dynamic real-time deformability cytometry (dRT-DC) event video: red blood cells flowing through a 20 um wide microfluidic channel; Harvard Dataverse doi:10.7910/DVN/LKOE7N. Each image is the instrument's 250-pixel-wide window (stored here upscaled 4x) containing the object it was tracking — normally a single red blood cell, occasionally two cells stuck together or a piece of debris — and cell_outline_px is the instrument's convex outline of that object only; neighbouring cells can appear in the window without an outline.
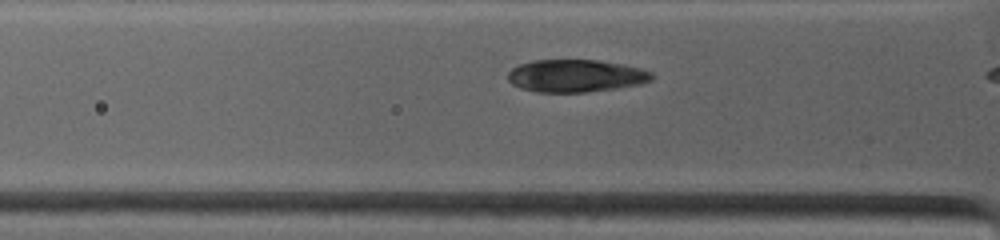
{"species": "common noctule bat (a hibernating species)", "species_latin": "Nyctalus noctula", "temperature_condition": "warm", "stored_images_in_passage": 4, "camera_frame_rate_fps": 4500, "um_per_image_px": 0.085, "animal": {"sex": "female", "body_mass_g": 19.0, "forearm_length_mm": 53.3}, "frame": {"image": 1, "passage_image": 2, "time_ms": 0.444, "image_size_px": [1000, 240], "cell_outline_px": [[656, 76], [652, 80], [640, 84], [616, 88], [588, 92], [536, 92], [520, 88], [512, 84], [508, 80], [508, 72], [512, 68], [520, 64], [532, 60], [600, 60], [640, 68], [652, 72]], "centroid_in_image_um": [48.94, 6.45], "position_along_channel_um": 76.9, "area_um2": 27.4}}